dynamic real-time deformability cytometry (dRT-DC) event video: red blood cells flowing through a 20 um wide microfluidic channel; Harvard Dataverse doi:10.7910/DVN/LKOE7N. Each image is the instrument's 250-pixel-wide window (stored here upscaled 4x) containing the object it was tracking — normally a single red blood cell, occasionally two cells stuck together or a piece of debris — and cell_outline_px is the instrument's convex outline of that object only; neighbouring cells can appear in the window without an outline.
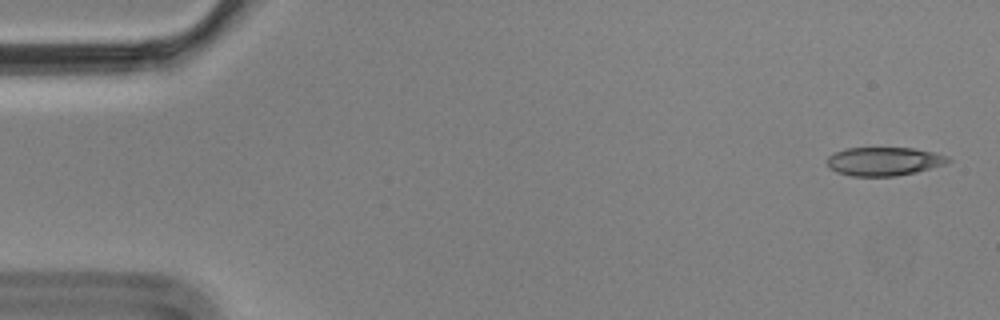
{"species": "Egyptian fruit bat (a non-hibernating species)", "species_latin": "Rousettus aegyptiacus", "temperature_condition": "cold", "stored_images_in_passage": 6, "camera_frame_rate_fps": 3000, "um_per_image_px": 0.085, "animal": {"sex": "male"}, "frame": {"image": 1, "passage_image": 1, "time_ms": 0.0, "image_size_px": [1000, 320], "cell_outline_px": [[952, 160], [944, 164], [916, 172], [896, 176], [852, 176], [836, 172], [828, 168], [828, 156], [844, 148], [912, 148], [932, 152], [948, 156]], "centroid_in_image_um": [75.11, 13.72], "position_along_channel_um": 9.9, "area_um2": 20.06}}